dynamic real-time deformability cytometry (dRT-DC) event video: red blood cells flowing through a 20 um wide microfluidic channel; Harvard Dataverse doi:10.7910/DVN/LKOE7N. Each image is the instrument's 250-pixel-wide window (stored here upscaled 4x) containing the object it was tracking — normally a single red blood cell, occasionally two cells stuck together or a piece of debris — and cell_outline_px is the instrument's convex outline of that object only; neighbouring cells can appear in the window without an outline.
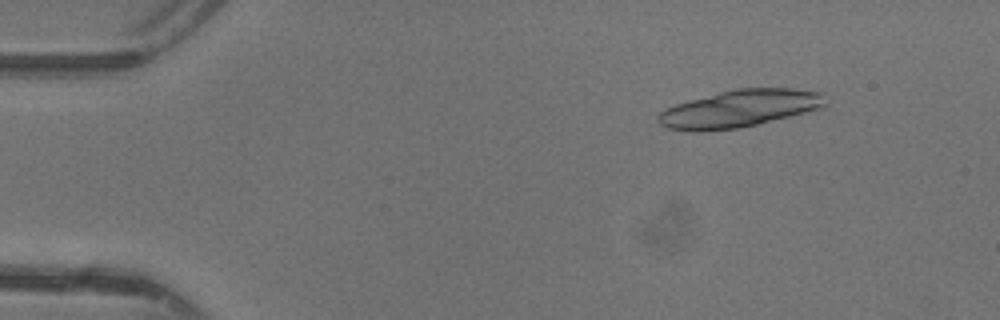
{"species": "common noctule bat (a hibernating species)", "species_latin": "Nyctalus noctula", "temperature_condition": "warm", "stored_images_in_passage": 17, "camera_frame_rate_fps": 3000, "um_per_image_px": 0.085, "animal": {"sex": "female"}, "frame": {"image": 1, "passage_image": 6, "time_ms": 1.667, "image_size_px": [1000, 320], "cell_outline_px": [[828, 104], [820, 108], [756, 124], [736, 128], [696, 132], [668, 128], [660, 124], [656, 120], [656, 116], [660, 112], [676, 104], [720, 92], [736, 88], [792, 88], [820, 92]], "centroid_in_image_um": [62.83, 9.23], "position_along_channel_um": 22.2, "area_um2": 35.84}}